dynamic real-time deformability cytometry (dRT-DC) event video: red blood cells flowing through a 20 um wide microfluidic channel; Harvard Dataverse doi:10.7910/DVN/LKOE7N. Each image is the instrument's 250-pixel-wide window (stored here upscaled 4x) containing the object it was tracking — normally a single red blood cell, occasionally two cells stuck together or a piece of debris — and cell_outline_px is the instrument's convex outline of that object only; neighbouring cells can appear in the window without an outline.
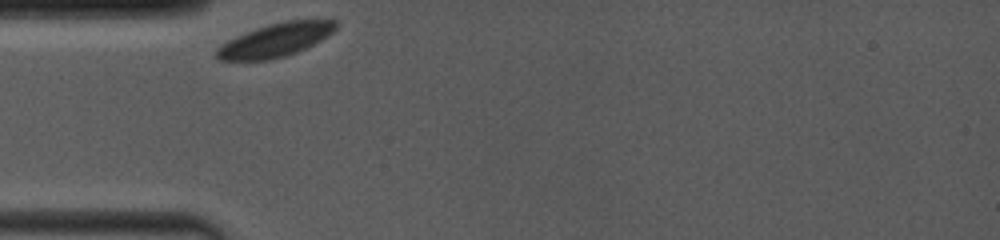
{"species": "common noctule bat (a hibernating species)", "species_latin": "Nyctalus noctula", "temperature_condition": "room temperature", "stored_images_in_passage": 59, "camera_frame_rate_fps": 4000, "um_per_image_px": 0.085, "animal": {"sex": "female", "body_mass_g": 19.0, "forearm_length_mm": 53.3}, "frame": {"image": 1, "passage_image": 1, "time_ms": 0.0, "image_size_px": [1000, 240], "cell_outline_px": [[336, 28], [328, 36], [296, 52], [284, 56], [268, 60], [220, 60], [216, 56], [216, 48], [228, 40], [256, 28], [268, 24], [284, 20], [336, 20]], "centroid_in_image_um": [23.4, 3.4], "position_along_channel_um": 61.6, "area_um2": 22.89}}
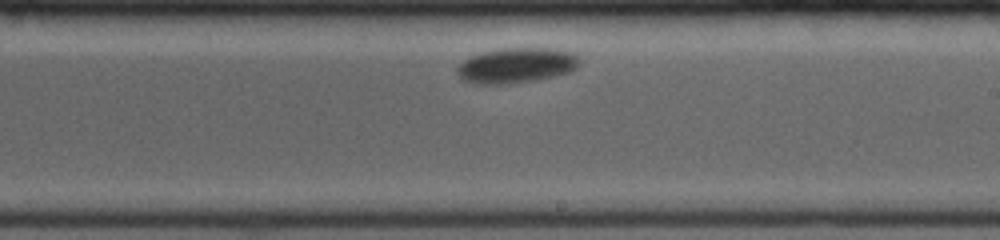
{"frame": {"image": 2, "passage_image": 32, "time_ms": 5.75, "image_size_px": [1000, 240], "cell_outline_px": [[580, 64], [576, 68], [568, 72], [556, 76], [532, 80], [504, 84], [472, 84], [464, 80], [456, 72], [456, 68], [464, 60], [472, 56], [484, 52], [500, 48], [552, 48], [572, 52], [580, 56]], "centroid_in_image_um": [43.91, 5.55], "position_along_channel_um": 245.1, "area_um2": 25.14}}
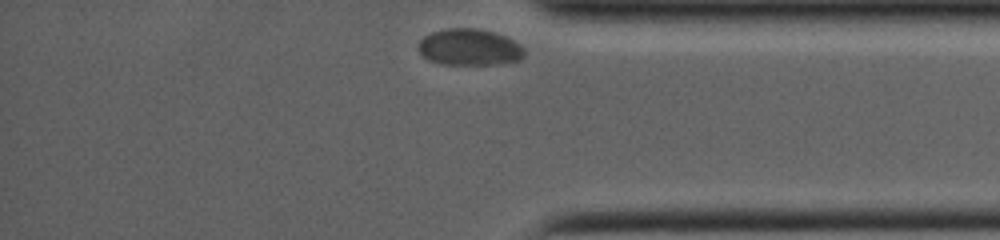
{"frame": {"image": 3, "passage_image": 59, "time_ms": 10.25, "image_size_px": [1000, 240], "cell_outline_px": [[524, 56], [520, 60], [496, 64], [444, 64], [428, 60], [420, 52], [420, 40], [424, 36], [432, 32], [448, 28], [476, 28], [492, 32], [504, 36], [520, 44], [524, 48]], "centroid_in_image_um": [39.92, 4.01], "position_along_channel_um": 395.3, "area_um2": 22.31}, "authors_computed_cell_mechanics": {"area_um2": 23.8136, "velocity_mm_per_s": 3.2842, "shape_relaxation_time_tau1_ms": 0.8614, "shape_relaxation_time_tau2_ms": null, "deformation_change_tau1": 0.0575, "deformation_change_tau2": null}}